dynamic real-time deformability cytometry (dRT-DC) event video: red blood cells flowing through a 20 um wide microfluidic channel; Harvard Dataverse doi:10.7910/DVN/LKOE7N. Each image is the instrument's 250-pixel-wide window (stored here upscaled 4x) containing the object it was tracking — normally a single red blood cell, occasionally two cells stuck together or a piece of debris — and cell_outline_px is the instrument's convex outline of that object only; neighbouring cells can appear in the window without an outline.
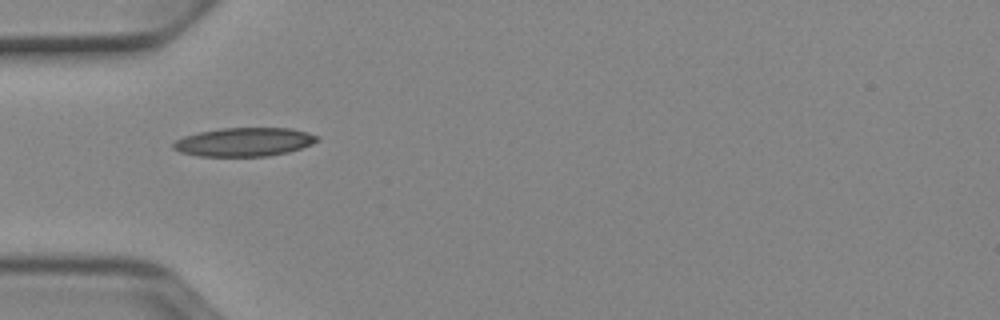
{"species": "Egyptian fruit bat (a non-hibernating species)", "species_latin": "Rousettus aegyptiacus", "temperature_condition": "cold", "stored_images_in_passage": 36, "camera_frame_rate_fps": 3000, "um_per_image_px": 0.085, "animal": {"sex": "female"}, "frame": {"image": 1, "passage_image": 1, "time_ms": 0.0, "image_size_px": [1000, 320], "cell_outline_px": [[320, 140], [312, 144], [288, 152], [268, 156], [200, 156], [180, 152], [172, 148], [172, 144], [176, 140], [184, 136], [200, 132], [220, 128], [292, 128], [308, 132], [320, 136]], "centroid_in_image_um": [20.79, 12.06], "position_along_channel_um": 64.2, "area_um2": 24.1}}
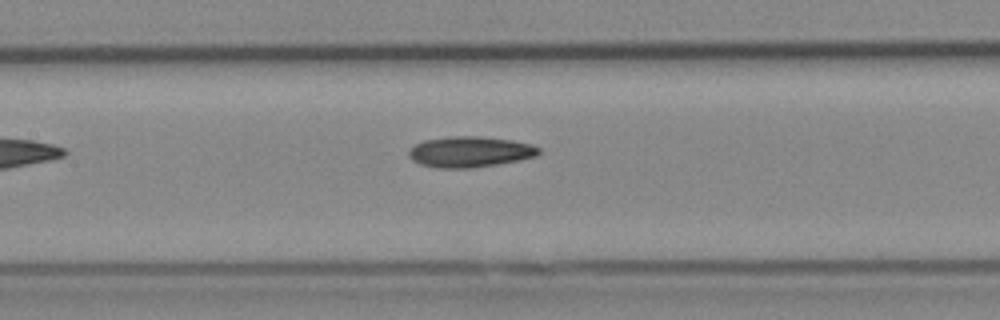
{"frame": {"image": 2, "passage_image": 9, "time_ms": 2.667, "image_size_px": [1000, 320], "cell_outline_px": [[540, 152], [536, 156], [520, 160], [472, 168], [436, 168], [420, 164], [412, 160], [408, 156], [408, 152], [416, 144], [424, 140], [448, 136], [480, 136], [512, 140], [532, 144], [540, 148]], "centroid_in_image_um": [39.95, 12.9], "position_along_channel_um": 167.5, "area_um2": 23.41}}
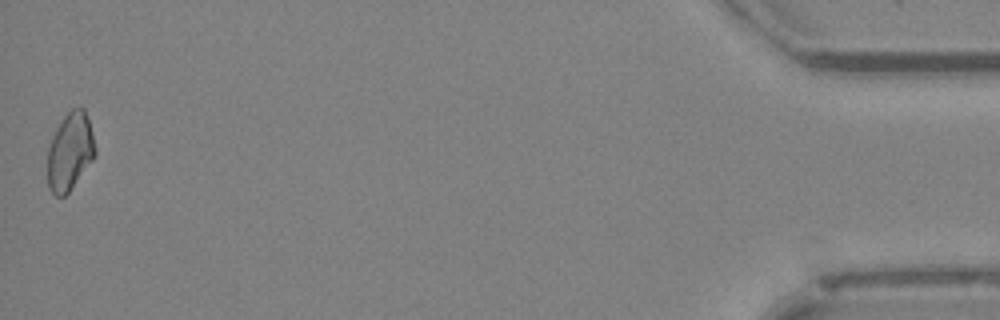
{"frame": {"image": 3, "passage_image": 36, "time_ms": 11.667, "image_size_px": [1000, 320], "cell_outline_px": [[96, 152], [92, 160], [68, 192], [64, 196], [56, 196], [48, 188], [48, 148], [52, 136], [56, 128], [64, 116], [72, 108], [80, 104], [84, 108], [92, 132], [96, 148]], "centroid_in_image_um": [5.94, 12.84], "position_along_channel_um": 429.3, "area_um2": 21.44}, "authors_computed_cell_mechanics": {"area_um2": 22.0796, "velocity_mm_per_s": 3.9213, "shape_relaxation_time_tau1_ms": null, "shape_relaxation_time_tau2_ms": 8.0043, "deformation_change_tau1": null, "deformation_change_tau2": 0.165}}